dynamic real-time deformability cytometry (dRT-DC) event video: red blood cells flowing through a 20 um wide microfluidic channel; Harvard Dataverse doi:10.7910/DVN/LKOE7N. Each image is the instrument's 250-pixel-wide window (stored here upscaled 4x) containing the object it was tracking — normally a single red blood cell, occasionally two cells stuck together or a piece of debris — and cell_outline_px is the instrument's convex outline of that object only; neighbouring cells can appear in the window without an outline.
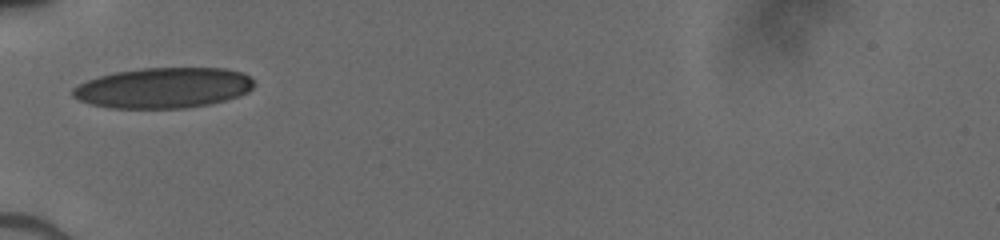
{"species": "human", "species_latin": "Homo sapiens", "temperature_condition": "cold", "stored_images_in_passage": 27, "camera_frame_rate_fps": 3000, "um_per_image_px": 0.085, "donor": {"sex": "male"}, "frame": {"image": 1, "passage_image": 1, "time_ms": 0.0, "image_size_px": [1000, 240], "cell_outline_px": [[252, 88], [248, 92], [224, 100], [208, 104], [184, 108], [108, 108], [92, 104], [80, 100], [72, 96], [72, 88], [76, 84], [100, 76], [116, 72], [140, 68], [228, 68], [244, 72], [252, 80]], "centroid_in_image_um": [13.86, 7.46], "position_along_channel_um": 71.1, "area_um2": 42.71}}
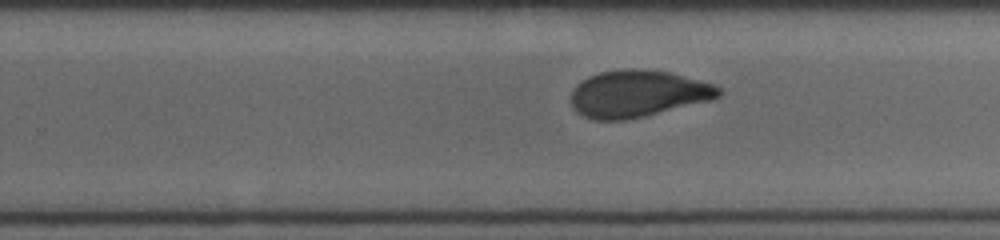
{"frame": {"image": 2, "passage_image": 16, "time_ms": 5.0, "image_size_px": [1000, 240], "cell_outline_px": [[720, 96], [712, 100], [644, 116], [624, 120], [592, 120], [576, 112], [572, 104], [572, 88], [576, 84], [588, 76], [600, 72], [620, 68], [644, 68], [668, 72], [712, 84], [720, 88]], "centroid_in_image_um": [54.17, 7.95], "position_along_channel_um": 275.6, "area_um2": 40.4}}
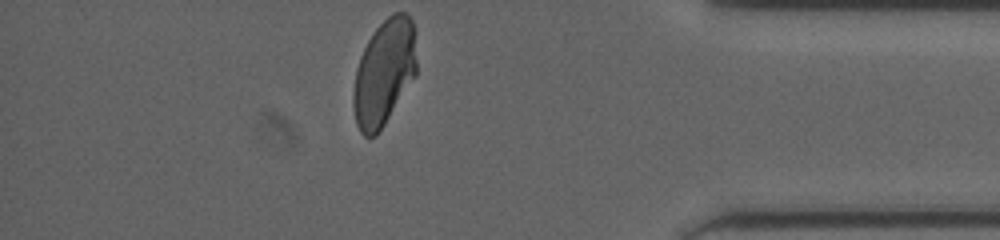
{"frame": {"image": 3, "passage_image": 27, "time_ms": 8.667, "image_size_px": [1000, 240], "cell_outline_px": [[416, 76], [376, 136], [364, 136], [360, 132], [356, 124], [352, 104], [352, 92], [356, 68], [360, 56], [368, 40], [376, 28], [392, 12], [404, 12], [412, 20], [416, 32]], "centroid_in_image_um": [32.65, 6.16], "position_along_channel_um": 402.6, "area_um2": 39.42}}